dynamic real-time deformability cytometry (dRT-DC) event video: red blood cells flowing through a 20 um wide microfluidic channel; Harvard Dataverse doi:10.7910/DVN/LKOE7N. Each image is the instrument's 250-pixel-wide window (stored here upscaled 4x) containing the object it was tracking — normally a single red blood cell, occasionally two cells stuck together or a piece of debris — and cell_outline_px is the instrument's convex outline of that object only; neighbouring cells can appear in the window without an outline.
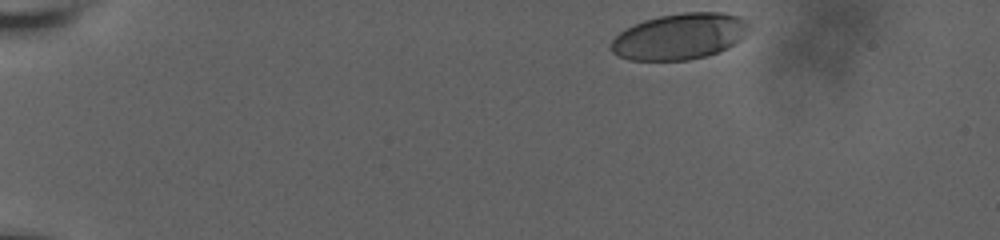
{"species": "human", "species_latin": "Homo sapiens", "temperature_condition": "room temperature", "stored_images_in_passage": 52, "camera_frame_rate_fps": 3000, "um_per_image_px": 0.085, "donor": {"sex": "male"}, "frame": {"image": 1, "passage_image": 1, "time_ms": 0.0, "image_size_px": [1000, 240], "cell_outline_px": [[748, 28], [744, 36], [740, 40], [728, 48], [704, 56], [688, 60], [628, 60], [612, 52], [612, 40], [620, 32], [644, 20], [660, 16], [684, 12], [724, 12], [740, 16], [748, 24]], "centroid_in_image_um": [57.79, 3.09], "position_along_channel_um": 27.2, "area_um2": 36.7}}
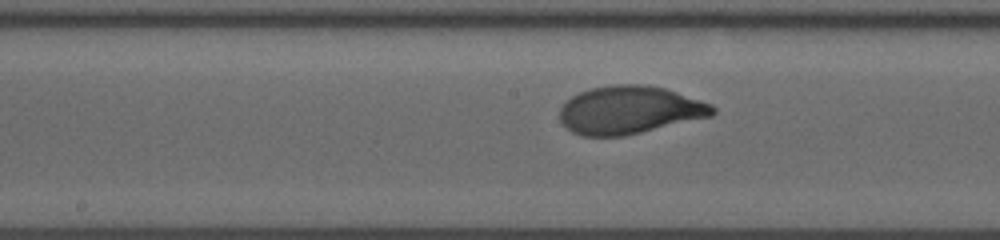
{"frame": {"image": 2, "passage_image": 30, "time_ms": 7.667, "image_size_px": [1000, 240], "cell_outline_px": [[716, 112], [712, 116], [624, 136], [580, 136], [572, 132], [560, 120], [560, 108], [572, 96], [580, 92], [592, 88], [616, 84], [648, 84], [664, 88], [712, 104], [716, 108]], "centroid_in_image_um": [53.52, 9.35], "position_along_channel_um": 194.7, "area_um2": 42.6}}
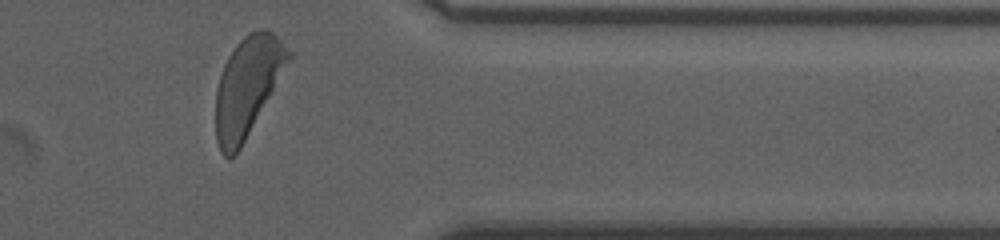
{"frame": {"image": 3, "passage_image": 51, "time_ms": 13.333, "image_size_px": [1000, 240], "cell_outline_px": [[292, 56], [272, 92], [240, 148], [228, 160], [220, 152], [216, 140], [216, 88], [224, 64], [228, 56], [236, 44], [248, 32], [260, 28], [268, 28], [292, 52]], "centroid_in_image_um": [21.02, 7.32], "position_along_channel_um": 390.4, "area_um2": 41.56}, "authors_computed_cell_mechanics": {"area_um2": 41.4137, "velocity_mm_per_s": 3.6262, "shape_relaxation_time_tau1_ms": 2.2841, "shape_relaxation_time_tau2_ms": null, "deformation_change_tau1": 0.1745, "deformation_change_tau2": null}}